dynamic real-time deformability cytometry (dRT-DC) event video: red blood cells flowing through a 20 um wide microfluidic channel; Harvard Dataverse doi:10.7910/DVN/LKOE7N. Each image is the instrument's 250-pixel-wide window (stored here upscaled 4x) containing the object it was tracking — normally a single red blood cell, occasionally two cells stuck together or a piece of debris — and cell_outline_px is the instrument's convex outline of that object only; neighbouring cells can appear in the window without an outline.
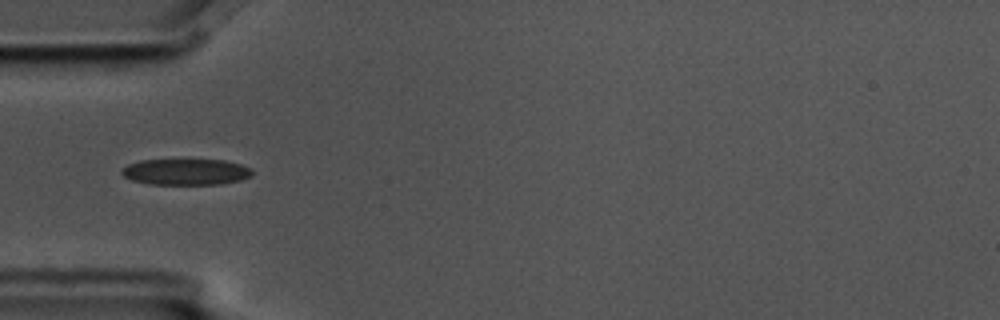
{"species": "common noctule bat (a hibernating species)", "species_latin": "Nyctalus noctula", "temperature_condition": "cold", "stored_images_in_passage": 11, "camera_frame_rate_fps": 3000, "um_per_image_px": 0.085, "animal": {"sex": "male", "body_mass_g": 17.5, "forearm_length_mm": 52.3}, "frame": {"image": 1, "passage_image": 1, "time_ms": 0.0, "image_size_px": [1000, 320], "cell_outline_px": [[252, 176], [240, 180], [220, 184], [152, 184], [132, 180], [124, 176], [120, 172], [128, 164], [140, 160], [224, 160], [240, 164], [248, 168], [252, 172]], "centroid_in_image_um": [15.79, 14.61], "position_along_channel_um": 69.2, "area_um2": 19.65}}
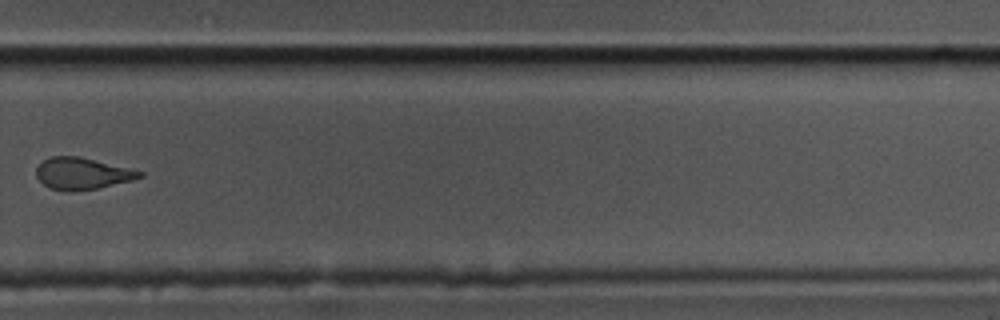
{"frame": {"image": 2, "passage_image": 7, "time_ms": 2.0, "image_size_px": [1000, 320], "cell_outline_px": [[144, 176], [132, 180], [96, 188], [48, 188], [36, 176], [36, 168], [44, 160], [52, 156], [80, 156], [144, 172]], "centroid_in_image_um": [7.0, 14.7], "position_along_channel_um": 322.8, "area_um2": 18.26}}
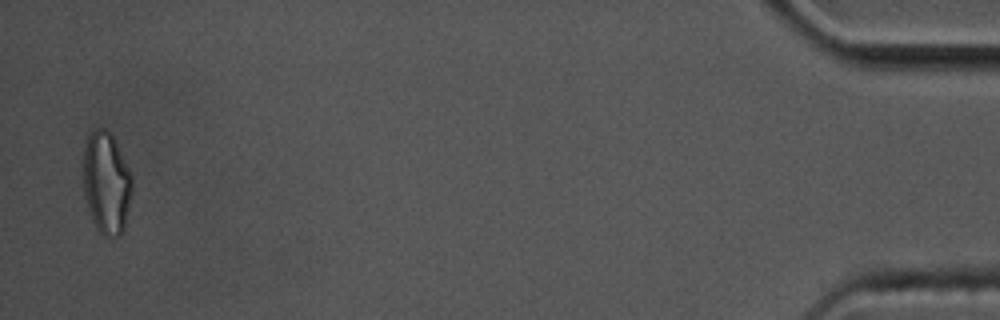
{"frame": {"image": 3, "passage_image": 11, "time_ms": 3.333, "image_size_px": [1000, 320], "cell_outline_px": [[132, 188], [124, 228], [120, 236], [108, 240], [96, 228], [84, 192], [84, 144], [88, 132], [92, 128], [104, 128], [112, 132], [132, 176]], "centroid_in_image_um": [9.05, 15.5], "position_along_channel_um": 426.2, "area_um2": 29.25}}